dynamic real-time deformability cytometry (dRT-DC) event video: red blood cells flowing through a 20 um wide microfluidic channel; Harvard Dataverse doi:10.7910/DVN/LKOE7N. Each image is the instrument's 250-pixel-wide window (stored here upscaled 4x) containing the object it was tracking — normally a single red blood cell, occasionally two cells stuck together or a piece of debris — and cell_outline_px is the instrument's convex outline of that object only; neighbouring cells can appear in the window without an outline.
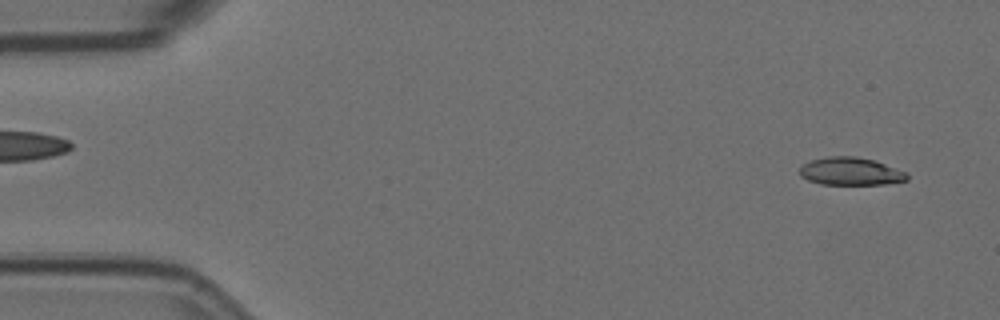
{"species": "Egyptian fruit bat (a non-hibernating species)", "species_latin": "Rousettus aegyptiacus", "temperature_condition": "room temperature", "stored_images_in_passage": 5, "segment_of_instrument_passage": [2, 2], "camera_frame_rate_fps": 3000, "um_per_image_px": 0.085, "animal": {"sex": "female"}, "frame": {"image": 1, "passage_image": 5, "time_ms": 1.333, "image_size_px": [1000, 320], "cell_outline_px": [[908, 180], [884, 184], [820, 184], [808, 180], [800, 176], [800, 168], [804, 164], [812, 160], [828, 156], [856, 156], [872, 160], [908, 172]], "centroid_in_image_um": [72.31, 14.57], "position_along_channel_um": 12.7, "area_um2": 17.28}}